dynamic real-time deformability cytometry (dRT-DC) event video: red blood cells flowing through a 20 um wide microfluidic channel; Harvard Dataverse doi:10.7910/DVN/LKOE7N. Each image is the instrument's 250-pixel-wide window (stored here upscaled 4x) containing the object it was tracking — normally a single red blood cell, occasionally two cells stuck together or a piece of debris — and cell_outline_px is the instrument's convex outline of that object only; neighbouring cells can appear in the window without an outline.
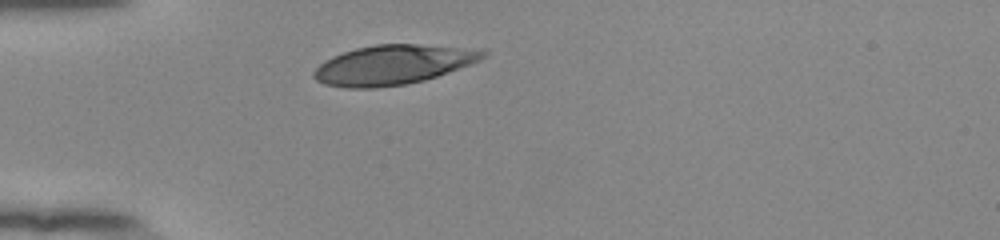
{"species": "human", "species_latin": "Homo sapiens", "temperature_condition": "room temperature", "stored_images_in_passage": 30, "camera_frame_rate_fps": 3000, "um_per_image_px": 0.085, "donor": {"sex": "female"}, "frame": {"image": 1, "passage_image": 1, "time_ms": 0.0, "image_size_px": [1000, 240], "cell_outline_px": [[488, 56], [480, 60], [448, 72], [424, 80], [408, 84], [376, 88], [344, 88], [324, 84], [316, 80], [312, 76], [312, 72], [324, 60], [332, 56], [356, 48], [376, 44], [420, 44], [488, 48]], "centroid_in_image_um": [33.46, 5.49], "position_along_channel_um": 51.5, "area_um2": 39.59}}
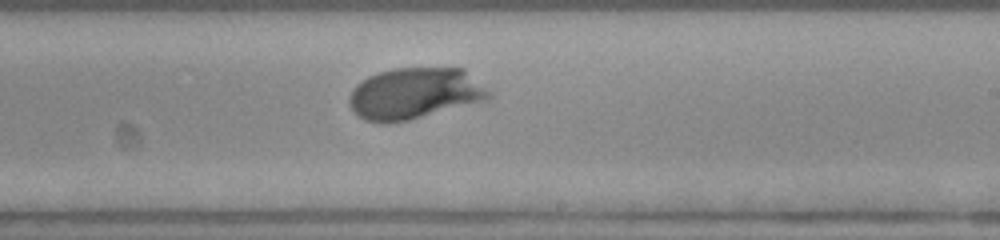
{"frame": {"image": 2, "passage_image": 18, "time_ms": 5.667, "image_size_px": [1000, 240], "cell_outline_px": [[492, 96], [488, 100], [408, 120], [388, 124], [380, 124], [364, 120], [356, 116], [352, 112], [348, 104], [348, 96], [352, 88], [356, 84], [368, 76], [380, 72], [396, 68], [464, 68], [492, 92]], "centroid_in_image_um": [35.21, 7.96], "position_along_channel_um": 253.8, "area_um2": 42.37}}
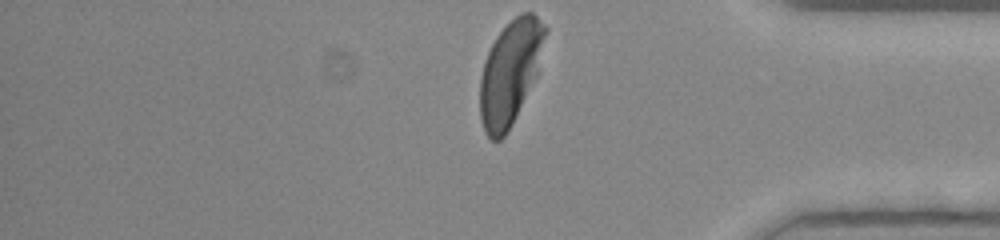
{"frame": {"image": 3, "passage_image": 30, "time_ms": 9.667, "image_size_px": [1000, 240], "cell_outline_px": [[548, 28], [536, 76], [512, 124], [504, 136], [500, 140], [492, 140], [484, 132], [480, 116], [480, 76], [488, 52], [496, 36], [520, 12], [532, 12]], "centroid_in_image_um": [43.36, 6.16], "position_along_channel_um": 391.8, "area_um2": 39.13}, "authors_computed_cell_mechanics": {"area_um2": 40.2866, "velocity_mm_per_s": 3.8568, "shape_relaxation_time_tau1_ms": 2.4051, "shape_relaxation_time_tau2_ms": null, "deformation_change_tau1": 0.168, "deformation_change_tau2": null}}